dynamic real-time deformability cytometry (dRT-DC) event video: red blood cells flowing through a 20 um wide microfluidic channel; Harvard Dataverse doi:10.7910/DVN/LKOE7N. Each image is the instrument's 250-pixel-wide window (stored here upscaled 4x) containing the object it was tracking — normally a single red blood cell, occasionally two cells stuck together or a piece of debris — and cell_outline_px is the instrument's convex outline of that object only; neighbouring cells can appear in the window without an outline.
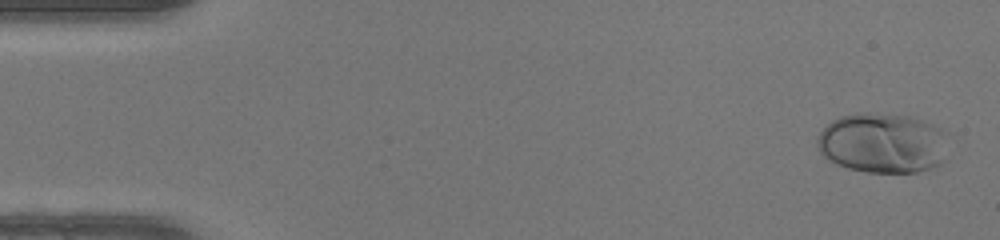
{"species": "human", "species_latin": "Homo sapiens", "temperature_condition": "warm", "stored_images_in_passage": 16, "camera_frame_rate_fps": 3000, "um_per_image_px": 0.085, "donor": {"sex": "female"}, "frame": {"image": 1, "passage_image": 2, "time_ms": 0.333, "image_size_px": [1000, 240], "cell_outline_px": [[952, 132], [944, 160], [940, 164], [916, 172], [868, 172], [848, 168], [836, 164], [828, 160], [820, 152], [816, 144], [816, 140], [820, 132], [832, 120], [840, 116], [860, 112], [864, 112], [908, 116], [932, 124]], "centroid_in_image_um": [75.08, 12.15], "position_along_channel_um": 9.9, "area_um2": 46.59}}
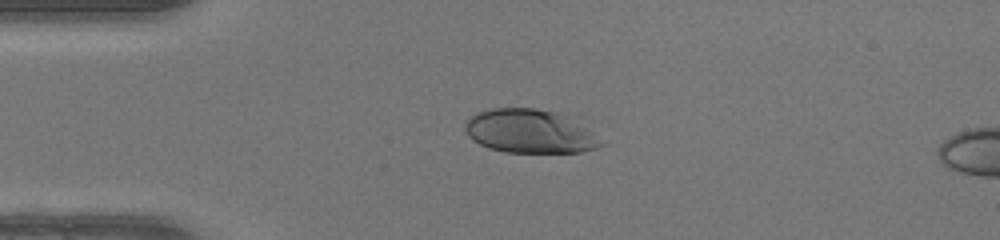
{"frame": {"image": 2, "passage_image": 12, "time_ms": 3.667, "image_size_px": [1000, 240], "cell_outline_px": [[604, 144], [596, 148], [580, 152], [504, 152], [488, 148], [472, 140], [468, 136], [464, 128], [464, 124], [476, 112], [492, 108], [536, 108], [556, 112], [588, 128]], "centroid_in_image_um": [44.98, 11.16], "position_along_channel_um": 40.0, "area_um2": 34.39}}